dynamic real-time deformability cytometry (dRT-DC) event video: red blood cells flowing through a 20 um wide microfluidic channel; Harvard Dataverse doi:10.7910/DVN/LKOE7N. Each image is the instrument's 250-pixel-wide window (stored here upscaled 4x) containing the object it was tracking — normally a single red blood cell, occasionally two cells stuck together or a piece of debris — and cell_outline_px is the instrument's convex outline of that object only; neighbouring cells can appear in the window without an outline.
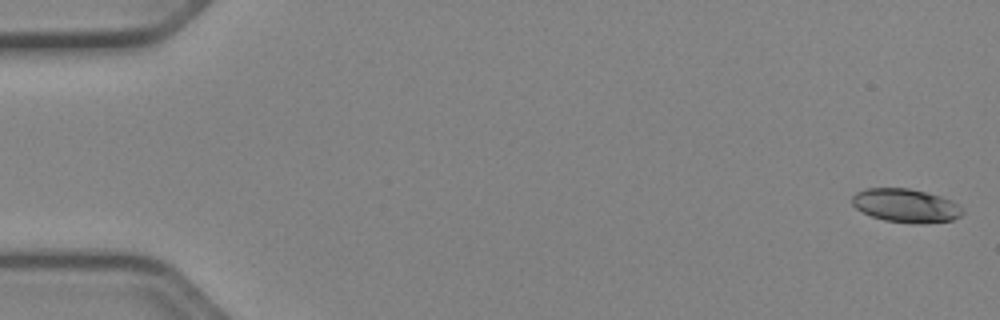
{"species": "Egyptian fruit bat (a non-hibernating species)", "species_latin": "Rousettus aegyptiacus", "temperature_condition": "cold", "stored_images_in_passage": 52, "camera_frame_rate_fps": 3000, "um_per_image_px": 0.085, "animal": {"sex": "female"}, "frame": {"image": 1, "passage_image": 1, "time_ms": 0.0, "image_size_px": [1000, 320], "cell_outline_px": [[964, 212], [960, 216], [952, 220], [912, 224], [884, 220], [872, 216], [856, 208], [852, 204], [852, 196], [856, 192], [864, 188], [908, 188], [940, 196], [952, 200], [964, 208]], "centroid_in_image_um": [77.0, 17.47], "position_along_channel_um": 8.0, "area_um2": 21.62}}
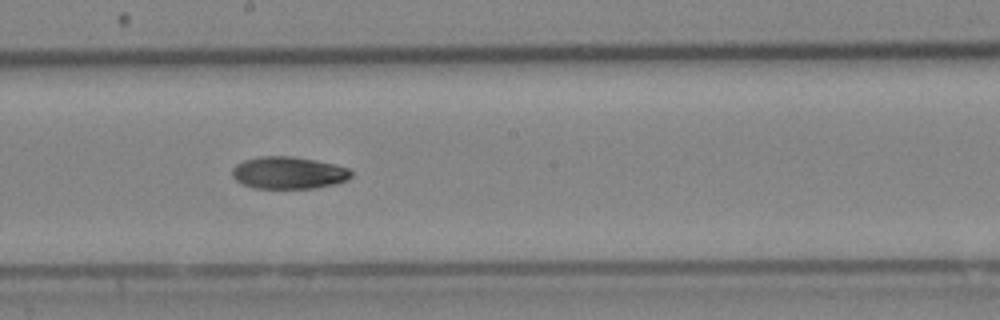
{"frame": {"image": 2, "passage_image": 29, "time_ms": 9.333, "image_size_px": [1000, 320], "cell_outline_px": [[352, 176], [348, 180], [336, 184], [316, 188], [252, 188], [236, 180], [232, 176], [232, 168], [236, 164], [244, 160], [260, 156], [292, 156], [316, 160], [336, 164], [352, 168]], "centroid_in_image_um": [24.57, 14.68], "position_along_channel_um": 223.6, "area_um2": 22.66}}
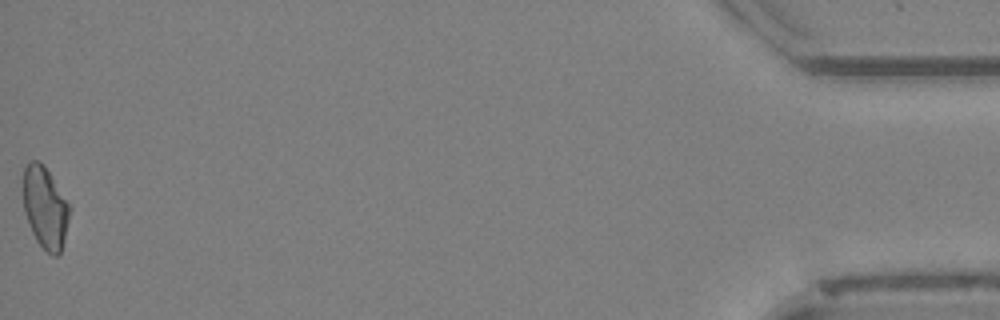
{"frame": {"image": 3, "passage_image": 52, "time_ms": 17.0, "image_size_px": [1000, 320], "cell_outline_px": [[72, 208], [60, 252], [56, 256], [52, 256], [36, 240], [32, 232], [24, 212], [24, 168], [28, 160], [40, 160], [44, 164]], "centroid_in_image_um": [3.85, 17.6], "position_along_channel_um": 431.4, "area_um2": 22.08}, "authors_computed_cell_mechanics": {"area_um2": 22.0796, "velocity_mm_per_s": 3.9602, "shape_relaxation_time_tau1_ms": 8.5576, "shape_relaxation_time_tau2_ms": null, "deformation_change_tau1": 0.1836, "deformation_change_tau2": null}}